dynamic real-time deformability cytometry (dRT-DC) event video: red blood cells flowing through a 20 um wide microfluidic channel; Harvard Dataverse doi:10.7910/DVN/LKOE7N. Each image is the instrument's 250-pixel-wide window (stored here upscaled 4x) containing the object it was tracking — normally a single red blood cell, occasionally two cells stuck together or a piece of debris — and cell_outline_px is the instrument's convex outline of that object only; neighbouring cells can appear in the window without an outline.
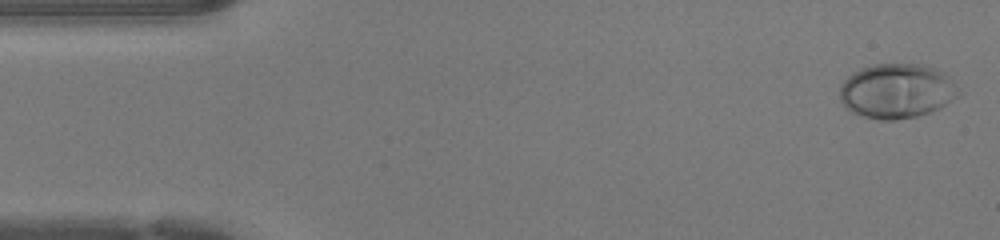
{"species": "human", "species_latin": "Homo sapiens", "temperature_condition": "warm", "stored_images_in_passage": 46, "camera_frame_rate_fps": 3000, "um_per_image_px": 0.085, "donor": {"sex": "female"}, "frame": {"image": 1, "passage_image": 1, "time_ms": 0.0, "image_size_px": [1000, 240], "cell_outline_px": [[960, 96], [940, 108], [916, 116], [896, 120], [880, 120], [864, 116], [852, 112], [840, 100], [840, 84], [848, 76], [860, 68], [872, 64], [924, 64], [936, 68], [944, 72], [948, 76], [960, 92]], "centroid_in_image_um": [76.24, 7.72], "position_along_channel_um": 8.8, "area_um2": 37.97}}
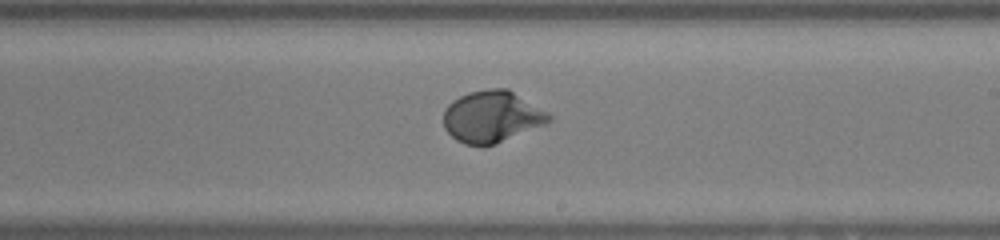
{"frame": {"image": 2, "passage_image": 26, "time_ms": 8.333, "image_size_px": [1000, 240], "cell_outline_px": [[552, 120], [548, 124], [496, 144], [484, 148], [464, 144], [456, 140], [444, 128], [444, 112], [448, 104], [452, 100], [468, 92], [488, 88], [508, 88], [548, 112], [552, 116]], "centroid_in_image_um": [41.83, 9.94], "position_along_channel_um": 247.2, "area_um2": 32.37}}
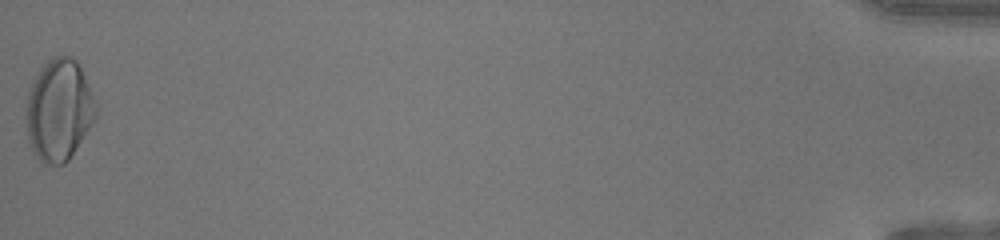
{"frame": {"image": 3, "passage_image": 46, "time_ms": 15.0, "image_size_px": [1000, 240], "cell_outline_px": [[96, 116], [68, 160], [64, 164], [44, 164], [36, 156], [28, 140], [24, 120], [24, 108], [28, 92], [40, 68], [52, 56], [72, 56], [76, 60], [84, 76], [96, 104]], "centroid_in_image_um": [4.96, 9.35], "position_along_channel_um": 430.2, "area_um2": 41.15}, "authors_computed_cell_mechanics": {"area_um2": 31.5588, "velocity_mm_per_s": 4.3332, "shape_relaxation_time_tau1_ms": 3.0453, "shape_relaxation_time_tau2_ms": null, "deformation_change_tau1": 0.1872, "deformation_change_tau2": null}}